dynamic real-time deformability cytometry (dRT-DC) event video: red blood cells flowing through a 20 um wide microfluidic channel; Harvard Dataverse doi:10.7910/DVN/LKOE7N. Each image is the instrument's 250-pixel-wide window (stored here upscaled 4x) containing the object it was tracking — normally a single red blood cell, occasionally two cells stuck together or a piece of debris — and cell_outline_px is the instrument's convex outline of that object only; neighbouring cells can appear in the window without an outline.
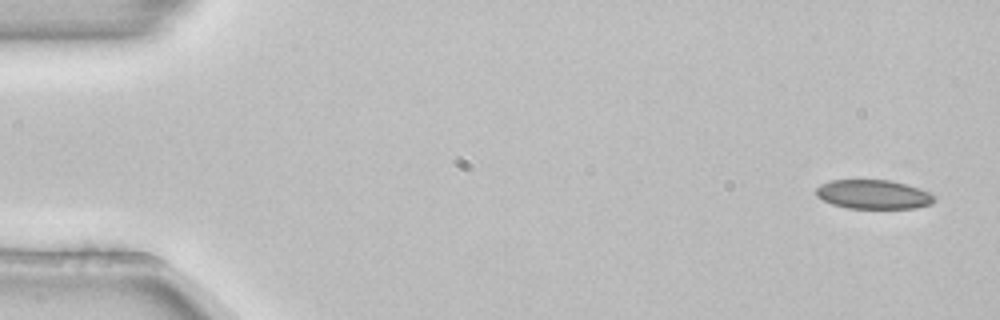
{"species": "common noctule bat (a hibernating species)", "species_latin": "Nyctalus noctula", "temperature_condition": "room temperature", "stored_images_in_passage": 6, "camera_frame_rate_fps": 3000, "um_per_image_px": 0.085, "animal": {"sex": "female", "body_mass_g": 22.7, "forearm_length_mm": 54.2}, "frame": {"image": 1, "passage_image": 1, "time_ms": 0.0, "image_size_px": [1000, 320], "cell_outline_px": [[936, 200], [932, 204], [916, 208], [848, 208], [832, 204], [816, 196], [816, 188], [820, 184], [832, 180], [888, 180], [904, 184], [928, 192], [936, 196]], "centroid_in_image_um": [74.23, 16.53], "position_along_channel_um": 10.8, "area_um2": 19.94}}
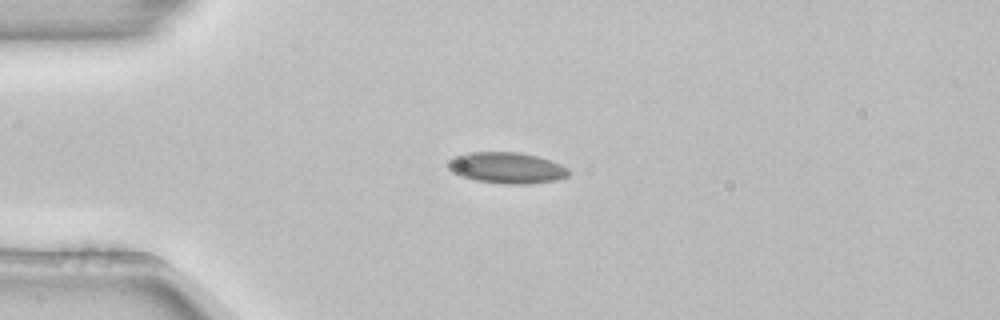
{"frame": {"image": 2, "passage_image": 4, "time_ms": 1.0, "image_size_px": [1000, 320], "cell_outline_px": [[568, 176], [556, 180], [528, 184], [504, 184], [476, 180], [460, 176], [452, 172], [448, 168], [448, 160], [456, 156], [468, 152], [520, 152], [536, 156], [560, 164], [568, 168]], "centroid_in_image_um": [43.05, 14.27], "position_along_channel_um": 42.0, "area_um2": 21.79}}